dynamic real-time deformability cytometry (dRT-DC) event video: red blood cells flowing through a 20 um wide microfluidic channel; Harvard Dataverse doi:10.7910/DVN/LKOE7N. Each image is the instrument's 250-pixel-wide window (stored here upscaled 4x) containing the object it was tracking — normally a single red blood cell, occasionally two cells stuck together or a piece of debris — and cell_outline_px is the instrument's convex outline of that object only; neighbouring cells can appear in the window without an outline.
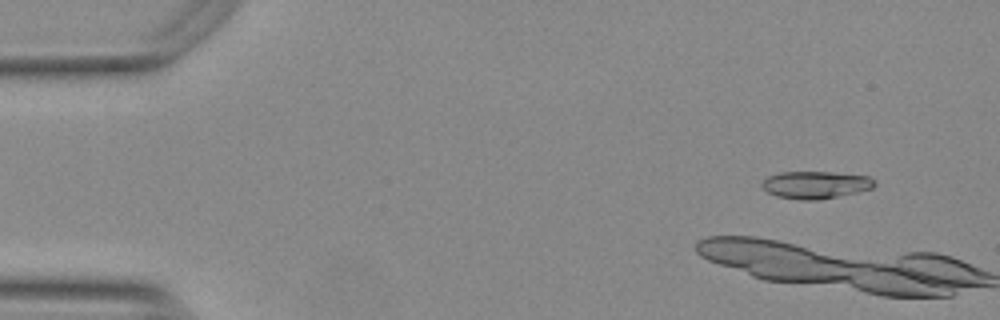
{"species": "Egyptian fruit bat (a non-hibernating species)", "species_latin": "Rousettus aegyptiacus", "temperature_condition": "warm", "stored_images_in_passage": 6, "camera_frame_rate_fps": 3000, "um_per_image_px": 0.085, "animal": {"sex": "female"}, "frame": {"image": 1, "passage_image": 5, "time_ms": 1.333, "image_size_px": [1000, 320], "cell_outline_px": [[876, 184], [872, 188], [856, 192], [816, 200], [800, 200], [776, 196], [768, 192], [760, 184], [768, 176], [780, 172], [832, 172], [868, 176], [876, 180]], "centroid_in_image_um": [69.32, 15.7], "position_along_channel_um": 15.7, "area_um2": 17.86}}